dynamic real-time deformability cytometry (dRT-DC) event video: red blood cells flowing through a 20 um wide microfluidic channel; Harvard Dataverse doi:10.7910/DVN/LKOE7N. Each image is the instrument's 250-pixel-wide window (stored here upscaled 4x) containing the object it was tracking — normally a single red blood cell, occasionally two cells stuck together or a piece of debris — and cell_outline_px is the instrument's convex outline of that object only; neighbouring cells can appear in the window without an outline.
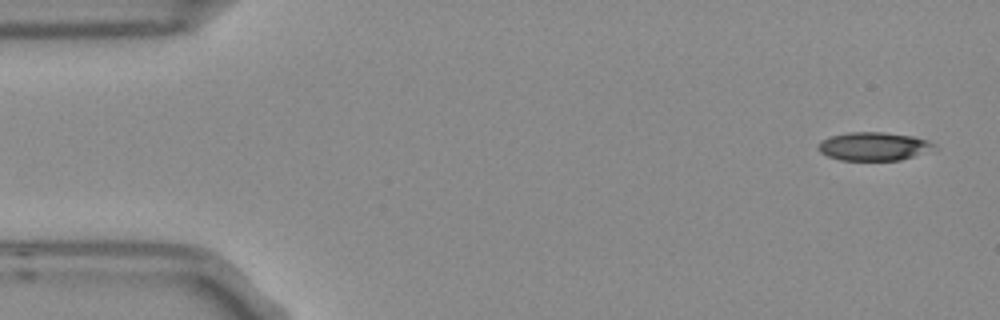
{"species": "Egyptian fruit bat (a non-hibernating species)", "species_latin": "Rousettus aegyptiacus", "temperature_condition": "room temperature", "stored_images_in_passage": 5, "camera_frame_rate_fps": 3000, "um_per_image_px": 0.085, "frame": {"image": 1, "passage_image": 1, "time_ms": 0.0, "image_size_px": [1000, 320], "cell_outline_px": [[936, 148], [900, 160], [840, 160], [828, 156], [820, 152], [816, 148], [816, 144], [820, 140], [832, 136], [848, 132], [884, 132], [912, 136], [928, 140], [936, 144]], "centroid_in_image_um": [74.22, 12.43], "position_along_channel_um": 10.8, "area_um2": 19.19}}
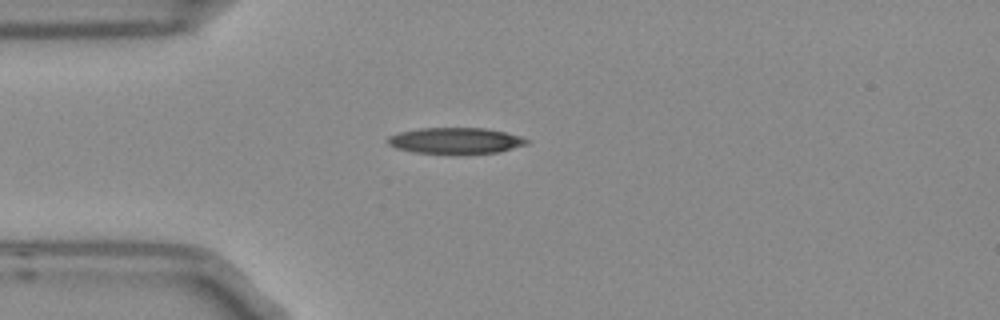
{"frame": {"image": 2, "passage_image": 4, "time_ms": 1.0, "image_size_px": [1000, 320], "cell_outline_px": [[528, 144], [500, 152], [416, 152], [396, 148], [388, 144], [388, 136], [400, 132], [420, 128], [484, 128], [504, 132], [520, 136], [528, 140]], "centroid_in_image_um": [38.73, 11.93], "position_along_channel_um": 46.3, "area_um2": 20.46}}